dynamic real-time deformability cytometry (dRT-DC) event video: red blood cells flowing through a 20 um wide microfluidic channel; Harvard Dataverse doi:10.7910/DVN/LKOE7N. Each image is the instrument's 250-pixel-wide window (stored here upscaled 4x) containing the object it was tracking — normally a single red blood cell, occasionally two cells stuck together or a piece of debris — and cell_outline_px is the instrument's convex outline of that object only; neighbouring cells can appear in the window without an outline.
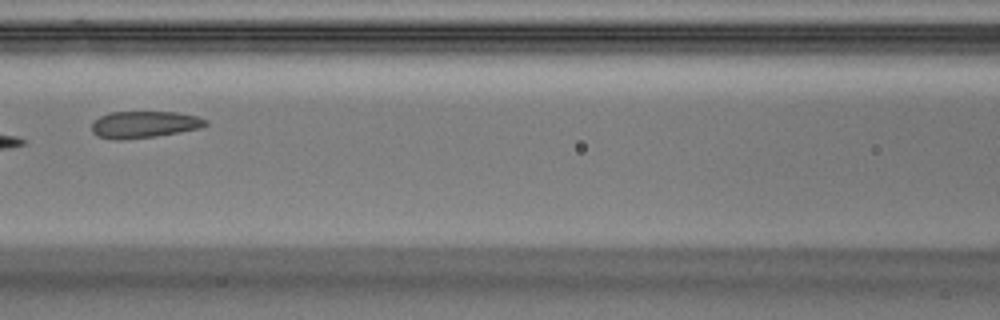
{"species": "Egyptian fruit bat (a non-hibernating species)", "species_latin": "Rousettus aegyptiacus", "temperature_condition": "warm", "stored_images_in_passage": 6, "camera_frame_rate_fps": 3000, "um_per_image_px": 0.085, "animal": {"sex": "male"}, "frame": {"image": 1, "passage_image": 6, "time_ms": 1.667, "image_size_px": [1000, 320], "cell_outline_px": [[208, 124], [200, 128], [156, 136], [120, 140], [116, 140], [96, 136], [92, 132], [92, 124], [100, 116], [108, 112], [176, 112], [196, 116], [208, 120]], "centroid_in_image_um": [12.24, 10.58], "position_along_channel_um": 154.4, "area_um2": 17.74}}